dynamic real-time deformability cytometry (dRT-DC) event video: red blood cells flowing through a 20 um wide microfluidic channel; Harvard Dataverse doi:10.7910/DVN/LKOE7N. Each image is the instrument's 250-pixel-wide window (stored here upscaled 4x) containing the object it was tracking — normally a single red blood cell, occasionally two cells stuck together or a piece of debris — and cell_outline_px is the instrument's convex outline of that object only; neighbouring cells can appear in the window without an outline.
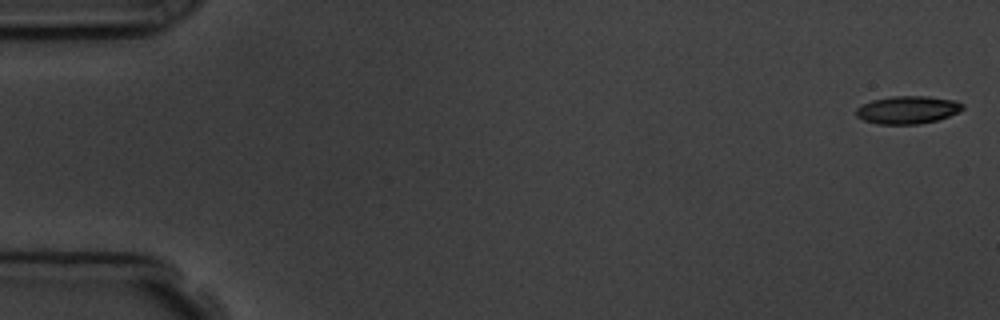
{"species": "common noctule bat (a hibernating species)", "species_latin": "Nyctalus noctula", "temperature_condition": "room temperature", "stored_images_in_passage": 6, "camera_frame_rate_fps": 3000, "um_per_image_px": 0.085, "animal": {"sex": "male", "body_mass_g": 19.5, "forearm_length_mm": 54.6}, "frame": {"image": 1, "passage_image": 1, "time_ms": 0.0, "image_size_px": [1000, 320], "cell_outline_px": [[964, 108], [960, 112], [936, 120], [920, 124], [880, 124], [864, 120], [856, 116], [856, 108], [872, 100], [892, 96], [928, 96], [956, 100], [964, 104]], "centroid_in_image_um": [77.18, 9.33], "position_along_channel_um": 7.8, "area_um2": 17.28}}
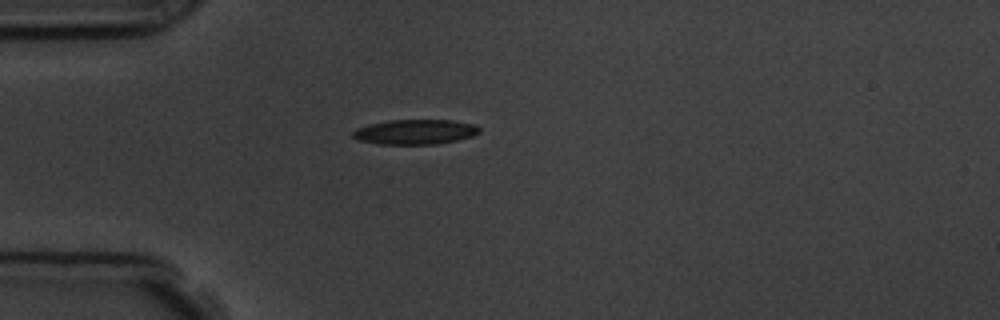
{"frame": {"image": 2, "passage_image": 5, "time_ms": 4.667, "image_size_px": [1000, 320], "cell_outline_px": [[480, 132], [472, 136], [456, 140], [436, 144], [380, 144], [356, 140], [352, 136], [352, 132], [356, 128], [368, 124], [388, 120], [452, 120], [476, 124], [480, 128]], "centroid_in_image_um": [35.27, 11.2], "position_along_channel_um": 49.7, "area_um2": 18.5}}